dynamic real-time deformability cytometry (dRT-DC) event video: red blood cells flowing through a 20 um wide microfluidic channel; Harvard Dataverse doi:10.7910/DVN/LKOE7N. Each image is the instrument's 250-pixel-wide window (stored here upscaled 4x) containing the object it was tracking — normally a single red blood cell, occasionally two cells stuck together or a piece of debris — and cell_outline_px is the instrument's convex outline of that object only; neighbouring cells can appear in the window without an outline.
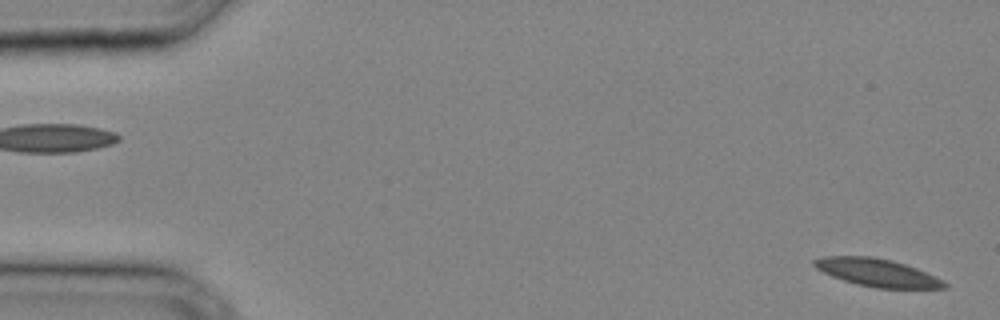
{"species": "common noctule bat (a hibernating species)", "species_latin": "Nyctalus noctula", "temperature_condition": "cold", "stored_images_in_passage": 7, "camera_frame_rate_fps": 3000, "um_per_image_px": 0.085, "animal": {"sex": "male", "body_mass_g": 20.4}, "frame": {"image": 1, "passage_image": 1, "time_ms": 0.0, "image_size_px": [1000, 320], "cell_outline_px": [[948, 288], [876, 288], [856, 284], [832, 276], [816, 268], [812, 264], [812, 260], [824, 256], [872, 256], [892, 260], [916, 268], [944, 280], [948, 284]], "centroid_in_image_um": [74.56, 23.17], "position_along_channel_um": 10.4, "area_um2": 21.04}}